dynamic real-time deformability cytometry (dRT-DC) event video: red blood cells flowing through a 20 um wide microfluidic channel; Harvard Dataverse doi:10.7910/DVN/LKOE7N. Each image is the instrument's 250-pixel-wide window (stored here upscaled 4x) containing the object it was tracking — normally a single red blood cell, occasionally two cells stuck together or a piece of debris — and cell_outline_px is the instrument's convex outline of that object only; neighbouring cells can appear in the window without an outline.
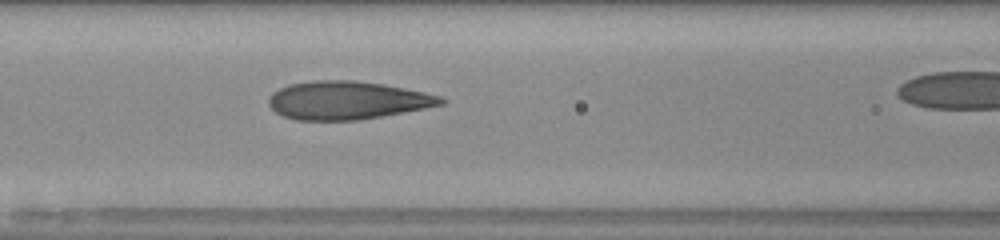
{"species": "human", "species_latin": "Homo sapiens", "temperature_condition": "room temperature", "stored_images_in_passage": 29, "camera_frame_rate_fps": 3000, "um_per_image_px": 0.085, "donor": {"sex": "male"}, "frame": {"image": 1, "passage_image": 9, "time_ms": 2.667, "image_size_px": [1000, 240], "cell_outline_px": [[448, 100], [444, 104], [424, 108], [380, 116], [356, 120], [296, 120], [284, 116], [276, 112], [268, 104], [268, 100], [272, 92], [288, 84], [312, 80], [356, 80], [384, 84], [424, 92], [440, 96]], "centroid_in_image_um": [29.49, 8.51], "position_along_channel_um": 137.1, "area_um2": 38.26}}